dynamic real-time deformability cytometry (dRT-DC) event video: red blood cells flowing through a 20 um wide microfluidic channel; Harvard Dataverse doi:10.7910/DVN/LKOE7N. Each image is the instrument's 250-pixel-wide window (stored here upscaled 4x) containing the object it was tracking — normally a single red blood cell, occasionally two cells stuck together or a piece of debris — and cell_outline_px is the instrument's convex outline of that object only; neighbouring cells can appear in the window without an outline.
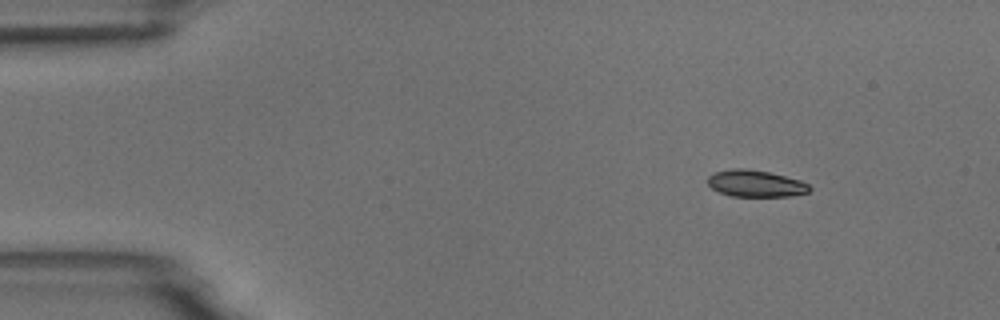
{"species": "common noctule bat (a hibernating species)", "species_latin": "Nyctalus noctula", "temperature_condition": "room temperature", "stored_images_in_passage": 4, "camera_frame_rate_fps": 3000, "um_per_image_px": 0.085, "animal": {"sex": "male", "body_mass_g": 18.8}, "frame": {"image": 1, "passage_image": 1, "time_ms": 0.0, "image_size_px": [1000, 320], "cell_outline_px": [[812, 188], [808, 192], [792, 196], [732, 196], [720, 192], [712, 188], [708, 184], [708, 176], [712, 172], [732, 168], [748, 168], [768, 172], [800, 180], [808, 184]], "centroid_in_image_um": [64.21, 15.59], "position_along_channel_um": 20.8, "area_um2": 15.9}}
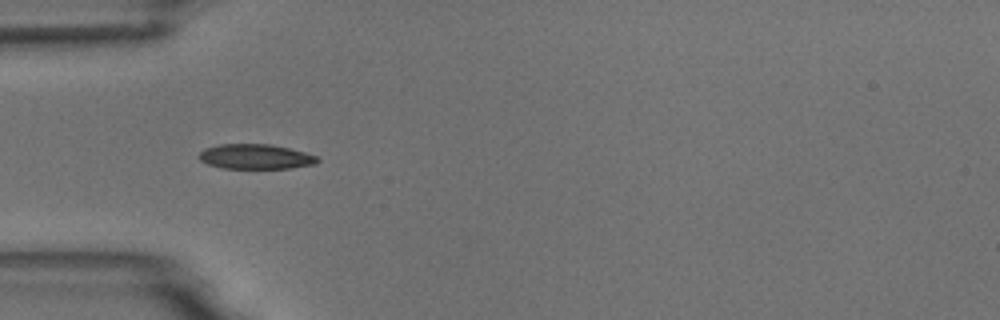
{"frame": {"image": 2, "passage_image": 4, "time_ms": 3.333, "image_size_px": [1000, 320], "cell_outline_px": [[320, 160], [316, 164], [292, 168], [224, 168], [208, 164], [200, 160], [196, 156], [204, 148], [220, 144], [268, 144], [288, 148], [304, 152], [316, 156]], "centroid_in_image_um": [21.7, 13.31], "position_along_channel_um": 63.3, "area_um2": 17.17}}